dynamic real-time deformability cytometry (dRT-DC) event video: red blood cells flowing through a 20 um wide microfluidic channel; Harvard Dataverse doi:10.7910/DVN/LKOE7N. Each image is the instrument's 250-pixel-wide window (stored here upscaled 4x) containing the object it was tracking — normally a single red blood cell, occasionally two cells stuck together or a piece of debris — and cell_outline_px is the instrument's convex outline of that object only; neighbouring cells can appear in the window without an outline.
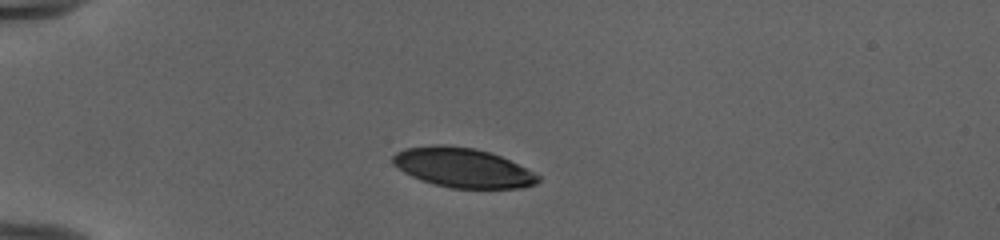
{"species": "human", "species_latin": "Homo sapiens", "temperature_condition": "cold", "stored_images_in_passage": 38, "camera_frame_rate_fps": 3000, "um_per_image_px": 0.085, "donor": {"sex": "female"}, "frame": {"image": 1, "passage_image": 1, "time_ms": 0.0, "image_size_px": [1000, 240], "cell_outline_px": [[540, 180], [536, 184], [524, 188], [452, 188], [436, 184], [412, 176], [404, 172], [392, 164], [392, 156], [396, 152], [404, 148], [436, 144], [444, 144], [476, 148], [500, 156], [540, 176]], "centroid_in_image_um": [39.3, 14.24], "position_along_channel_um": 45.7, "area_um2": 33.23}}
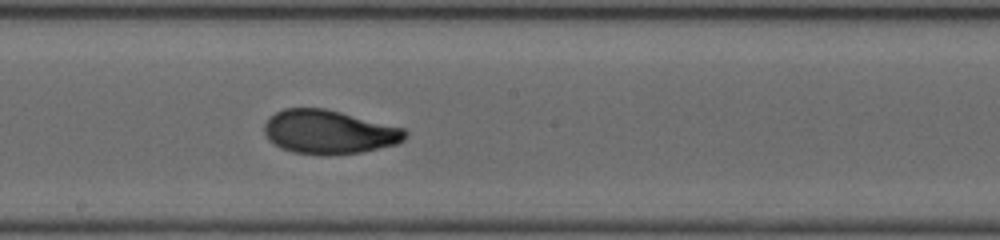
{"frame": {"image": 2, "passage_image": 17, "time_ms": 5.333, "image_size_px": [1000, 240], "cell_outline_px": [[408, 136], [404, 140], [396, 144], [360, 152], [328, 156], [320, 156], [292, 152], [280, 148], [272, 144], [268, 140], [264, 132], [264, 124], [276, 112], [284, 108], [324, 108], [404, 128], [408, 132]], "centroid_in_image_um": [27.94, 11.24], "position_along_channel_um": 220.3, "area_um2": 36.18}}
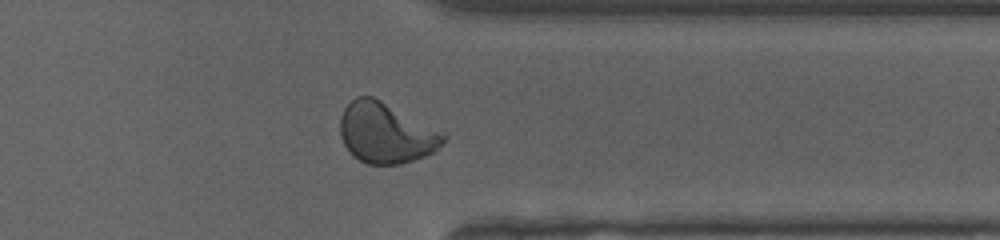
{"frame": {"image": 3, "passage_image": 29, "time_ms": 9.333, "image_size_px": [1000, 240], "cell_outline_px": [[448, 136], [432, 152], [424, 156], [400, 164], [368, 164], [352, 156], [344, 144], [340, 136], [340, 116], [344, 108], [356, 96], [372, 96], [444, 132]], "centroid_in_image_um": [32.77, 11.3], "position_along_channel_um": 378.6, "area_um2": 36.07}, "authors_computed_cell_mechanics": {"area_um2": 35.8071, "velocity_mm_per_s": 3.9848, "shape_relaxation_time_tau1_ms": 3.93, "shape_relaxation_time_tau2_ms": 1.1886, "deformation_change_tau1": 0.1707, "deformation_change_tau2": 0.0607}}